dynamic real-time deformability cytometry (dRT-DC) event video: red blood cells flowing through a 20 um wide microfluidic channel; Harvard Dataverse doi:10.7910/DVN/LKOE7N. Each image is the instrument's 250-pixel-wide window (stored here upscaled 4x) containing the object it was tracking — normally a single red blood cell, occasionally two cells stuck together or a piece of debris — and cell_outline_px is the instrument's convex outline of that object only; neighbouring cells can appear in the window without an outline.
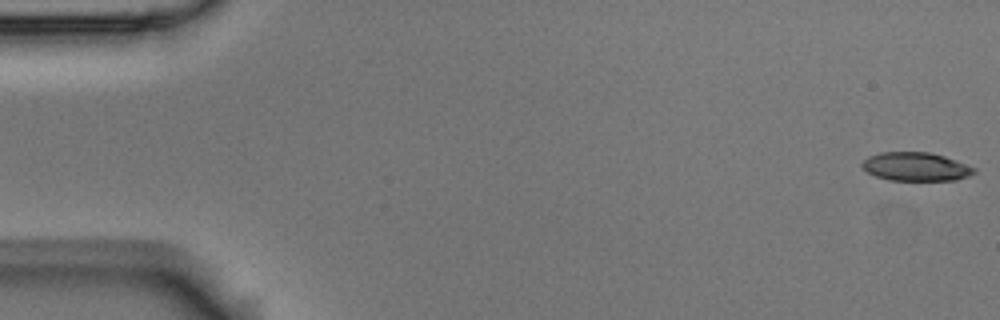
{"species": "Egyptian fruit bat (a non-hibernating species)", "species_latin": "Rousettus aegyptiacus", "temperature_condition": "room temperature", "stored_images_in_passage": 4, "camera_frame_rate_fps": 3000, "um_per_image_px": 0.085, "animal": {"sex": "male"}, "frame": {"image": 1, "passage_image": 1, "time_ms": 0.0, "image_size_px": [1000, 320], "cell_outline_px": [[976, 172], [968, 176], [956, 180], [888, 180], [876, 176], [868, 172], [860, 164], [868, 156], [880, 152], [928, 152], [944, 156], [956, 160], [976, 168]], "centroid_in_image_um": [77.85, 14.16], "position_along_channel_um": 7.2, "area_um2": 18.61}}
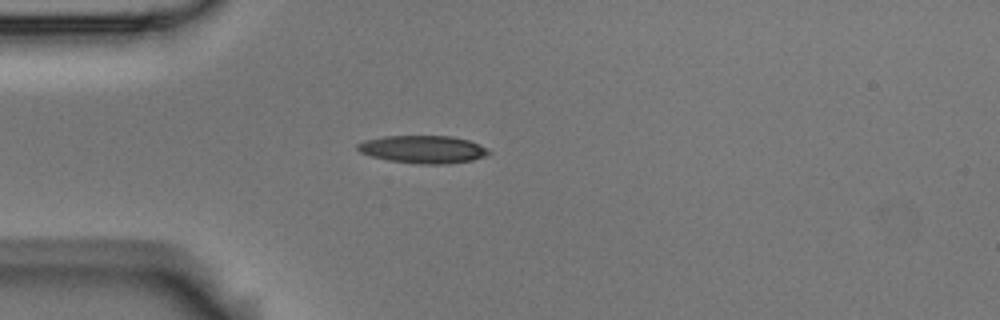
{"frame": {"image": 2, "passage_image": 4, "time_ms": 1.0, "image_size_px": [1000, 320], "cell_outline_px": [[492, 152], [484, 156], [472, 160], [448, 164], [420, 164], [388, 160], [372, 156], [360, 152], [356, 148], [356, 144], [364, 140], [384, 136], [452, 136], [468, 140], [488, 148]], "centroid_in_image_um": [35.95, 12.69], "position_along_channel_um": 49.0, "area_um2": 21.21}}